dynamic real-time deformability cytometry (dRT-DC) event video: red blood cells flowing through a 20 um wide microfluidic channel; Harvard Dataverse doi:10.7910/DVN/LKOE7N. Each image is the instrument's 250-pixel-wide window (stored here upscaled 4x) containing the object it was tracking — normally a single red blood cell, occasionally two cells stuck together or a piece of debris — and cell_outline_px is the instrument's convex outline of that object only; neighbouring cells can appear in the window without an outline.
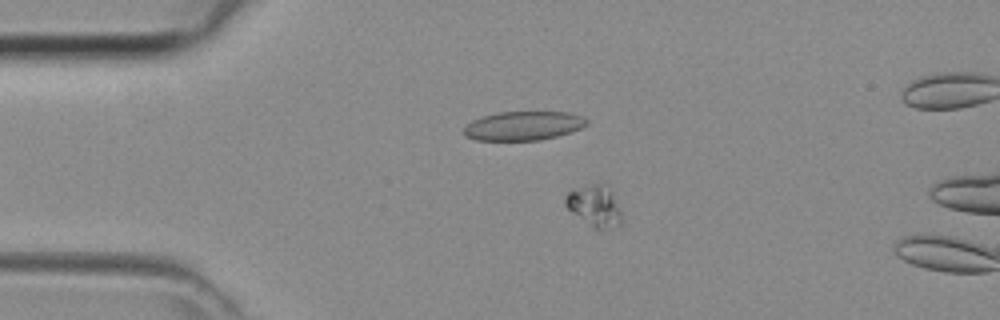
{"species": "common noctule bat (a hibernating species)", "species_latin": "Nyctalus noctula", "temperature_condition": "room temperature", "stored_images_in_passage": 3, "camera_frame_rate_fps": 3000, "um_per_image_px": 0.085, "animal": {"sex": "female", "body_mass_g": 29.2, "forearm_length_mm": 56.3}, "frame": {"image": 1, "passage_image": 2, "time_ms": 0.333, "image_size_px": [1000, 320], "cell_outline_px": [[620, 224], [600, 232], [572, 212], [564, 204], [564, 196], [568, 192], [592, 184], [608, 184], [612, 188], [620, 212]], "centroid_in_image_um": [50.56, 17.5], "position_along_channel_um": 34.4, "area_um2": 13.47}}